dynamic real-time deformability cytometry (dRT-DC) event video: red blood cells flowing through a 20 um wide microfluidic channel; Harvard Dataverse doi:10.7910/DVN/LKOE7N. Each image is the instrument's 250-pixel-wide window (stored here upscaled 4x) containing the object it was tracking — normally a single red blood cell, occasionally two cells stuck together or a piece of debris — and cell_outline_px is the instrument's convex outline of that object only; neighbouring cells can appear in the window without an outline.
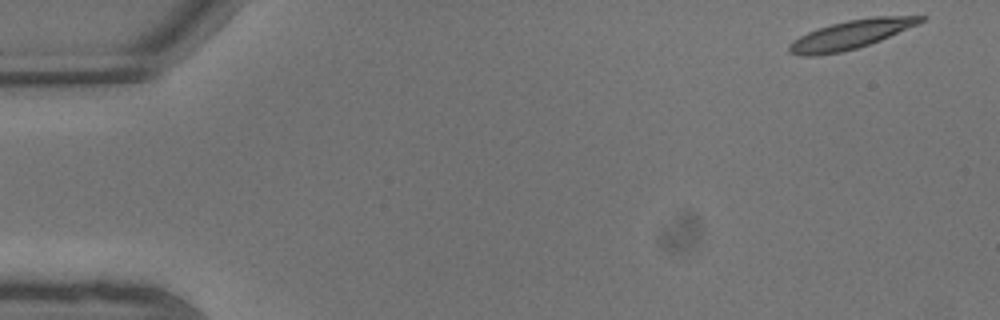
{"species": "common noctule bat (a hibernating species)", "species_latin": "Nyctalus noctula", "temperature_condition": "warm", "stored_images_in_passage": 4, "camera_frame_rate_fps": 3000, "um_per_image_px": 0.085, "animal": {"sex": "male", "body_mass_g": 13.3}, "frame": {"image": 1, "passage_image": 1, "time_ms": 0.0, "image_size_px": [1000, 320], "cell_outline_px": [[928, 16], [924, 20], [916, 24], [880, 40], [856, 48], [840, 52], [816, 56], [800, 56], [788, 52], [788, 44], [800, 36], [808, 32], [832, 24], [848, 20], [872, 16]], "centroid_in_image_um": [72.26, 2.94], "position_along_channel_um": 12.7, "area_um2": 21.62}}